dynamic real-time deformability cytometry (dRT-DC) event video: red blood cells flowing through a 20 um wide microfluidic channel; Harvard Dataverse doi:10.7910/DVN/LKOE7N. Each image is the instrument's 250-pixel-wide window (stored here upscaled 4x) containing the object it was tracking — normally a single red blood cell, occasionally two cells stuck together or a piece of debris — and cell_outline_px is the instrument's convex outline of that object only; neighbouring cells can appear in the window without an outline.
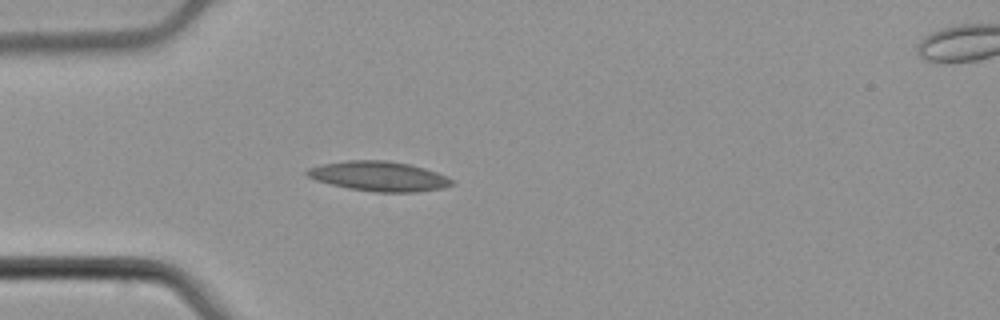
{"species": "common noctule bat (a hibernating species)", "species_latin": "Nyctalus noctula", "temperature_condition": "cold", "stored_images_in_passage": 5, "camera_frame_rate_fps": 3000, "um_per_image_px": 0.085, "animal": {"sex": "male", "body_mass_g": 21.5, "forearm_length_mm": 52.0}, "frame": {"image": 1, "passage_image": 4, "time_ms": 1.0, "image_size_px": [1000, 320], "cell_outline_px": [[456, 184], [444, 188], [416, 192], [376, 192], [348, 188], [316, 180], [308, 176], [304, 172], [308, 168], [324, 164], [348, 160], [388, 160], [408, 164], [424, 168], [448, 176]], "centroid_in_image_um": [32.25, 14.98], "position_along_channel_um": 52.7, "area_um2": 25.09}}